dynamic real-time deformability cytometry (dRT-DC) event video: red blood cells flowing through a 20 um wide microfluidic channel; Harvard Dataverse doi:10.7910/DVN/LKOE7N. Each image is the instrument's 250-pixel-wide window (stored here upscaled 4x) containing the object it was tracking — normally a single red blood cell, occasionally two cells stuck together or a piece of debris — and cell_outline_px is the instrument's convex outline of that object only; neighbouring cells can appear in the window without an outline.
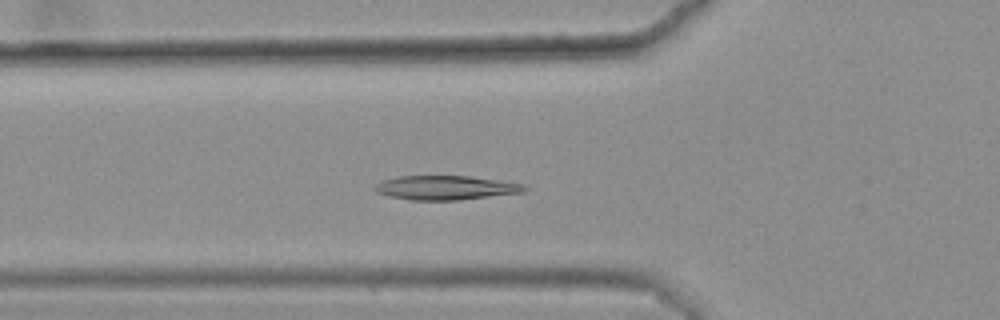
{"species": "common noctule bat (a hibernating species)", "species_latin": "Nyctalus noctula", "temperature_condition": "warm", "stored_images_in_passage": 42, "camera_frame_rate_fps": 3000, "um_per_image_px": 0.085, "animal": {"sex": "female", "body_mass_g": 25.1}, "frame": {"image": 1, "passage_image": 15, "time_ms": 4.667, "image_size_px": [1000, 320], "cell_outline_px": [[528, 188], [524, 192], [460, 200], [412, 200], [392, 196], [376, 192], [372, 188], [376, 184], [384, 180], [396, 176], [468, 176], [524, 184]], "centroid_in_image_um": [37.88, 15.95], "position_along_channel_um": 87.9, "area_um2": 20.92}}
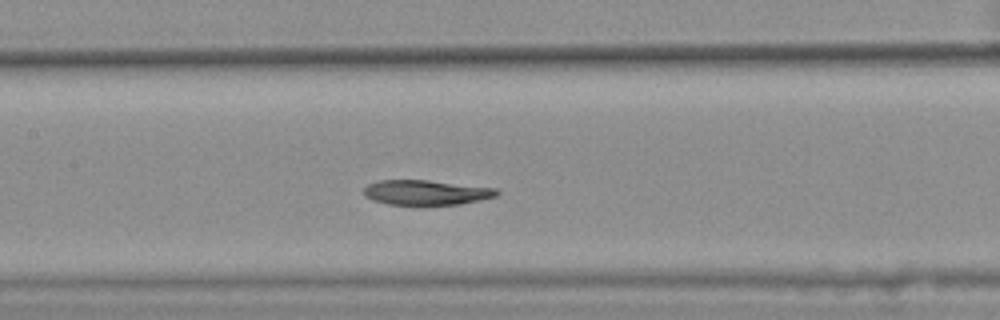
{"frame": {"image": 2, "passage_image": 22, "time_ms": 7.0, "image_size_px": [1000, 320], "cell_outline_px": [[500, 192], [496, 196], [460, 204], [388, 204], [372, 200], [364, 196], [364, 188], [368, 184], [380, 180], [428, 180], [496, 188]], "centroid_in_image_um": [36.2, 16.35], "position_along_channel_um": 171.2, "area_um2": 19.07}}
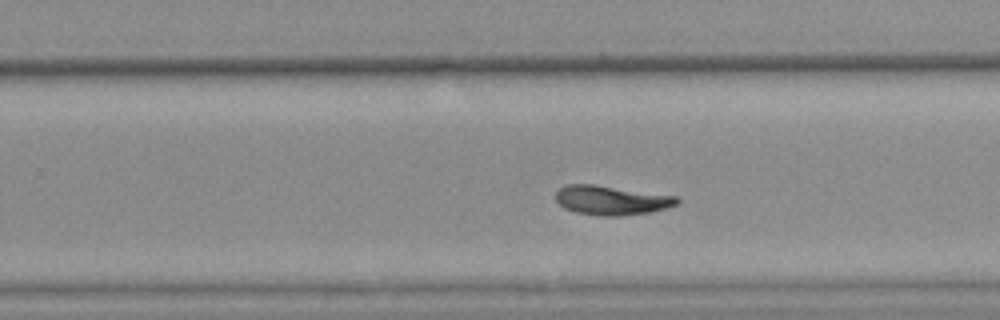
{"frame": {"image": 3, "passage_image": 31, "time_ms": 10.0, "image_size_px": [1000, 320], "cell_outline_px": [[680, 200], [676, 204], [668, 208], [648, 212], [620, 216], [600, 216], [576, 212], [564, 208], [556, 200], [556, 192], [564, 184], [592, 184], [676, 196]], "centroid_in_image_um": [51.94, 17.02], "position_along_channel_um": 277.9, "area_um2": 20.58}, "authors_computed_cell_mechanics": {"area_um2": 20.6057, "velocity_mm_per_s": 3.568, "shape_relaxation_time_tau1_ms": null, "shape_relaxation_time_tau2_ms": 7.7613, "deformation_change_tau1": null, "deformation_change_tau2": 0.1148}}